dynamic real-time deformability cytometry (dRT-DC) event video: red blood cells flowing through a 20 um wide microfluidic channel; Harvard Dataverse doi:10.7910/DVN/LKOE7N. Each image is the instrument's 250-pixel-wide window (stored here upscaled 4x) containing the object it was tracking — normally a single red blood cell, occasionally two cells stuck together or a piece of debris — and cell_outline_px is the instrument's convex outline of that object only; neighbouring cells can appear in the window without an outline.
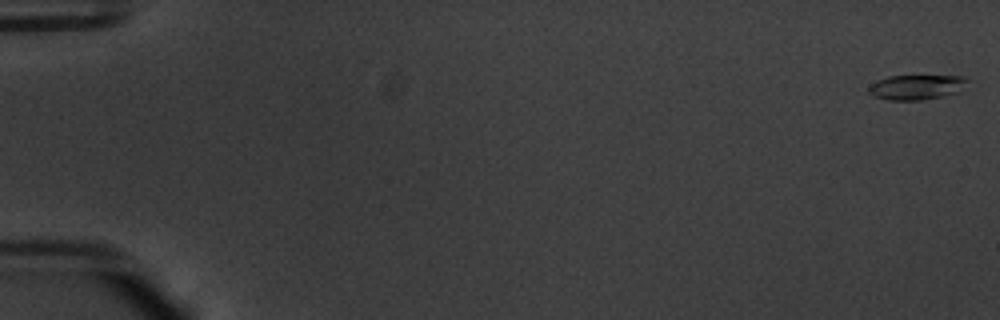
{"species": "common noctule bat (a hibernating species)", "species_latin": "Nyctalus noctula", "temperature_condition": "warm", "stored_images_in_passage": 55, "camera_frame_rate_fps": 3000, "um_per_image_px": 0.085, "animal": {"sex": "male", "body_mass_g": 20.1, "forearm_length_mm": 53.5}, "frame": {"image": 1, "passage_image": 1, "time_ms": 0.0, "image_size_px": [1000, 320], "cell_outline_px": [[968, 80], [960, 92], [920, 100], [888, 100], [872, 96], [868, 92], [868, 88], [876, 80], [888, 76], [964, 76]], "centroid_in_image_um": [77.87, 7.41], "position_along_channel_um": 7.1, "area_um2": 14.28}}
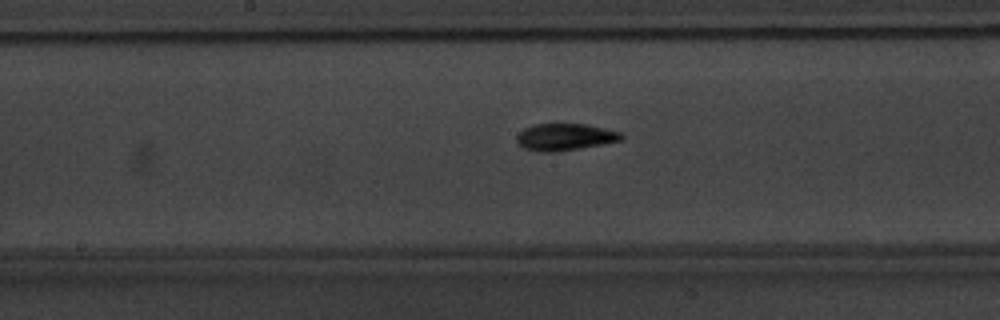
{"frame": {"image": 2, "passage_image": 30, "time_ms": 9.667, "image_size_px": [1000, 320], "cell_outline_px": [[624, 136], [620, 140], [600, 144], [556, 152], [540, 152], [524, 148], [516, 140], [516, 136], [524, 128], [532, 124], [584, 124], [604, 128], [620, 132]], "centroid_in_image_um": [47.97, 11.64], "position_along_channel_um": 200.2, "area_um2": 16.18}}
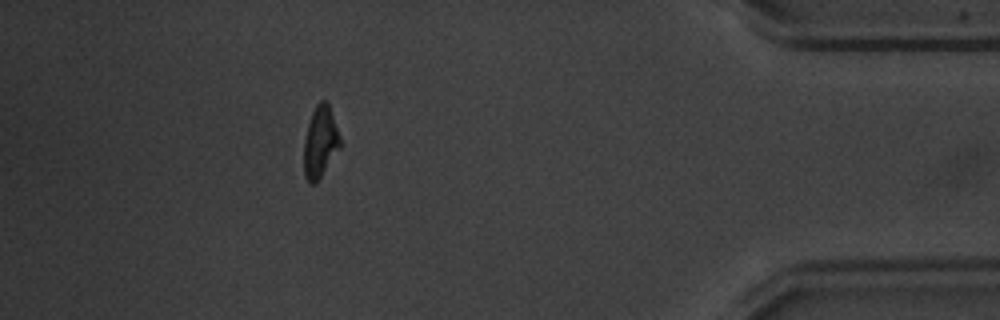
{"frame": {"image": 3, "passage_image": 50, "time_ms": 16.333, "image_size_px": [1000, 320], "cell_outline_px": [[340, 148], [320, 176], [312, 184], [304, 176], [304, 140], [308, 124], [312, 112], [316, 104], [320, 100], [328, 100], [340, 136]], "centroid_in_image_um": [27.22, 11.99], "position_along_channel_um": 408.0, "area_um2": 14.91}, "authors_computed_cell_mechanics": {"area_um2": 15.317, "velocity_mm_per_s": 3.7751, "shape_relaxation_time_tau1_ms": 2.2861, "shape_relaxation_time_tau2_ms": 4.006, "deformation_change_tau1": 0.1583, "deformation_change_tau2": 0.1006}}